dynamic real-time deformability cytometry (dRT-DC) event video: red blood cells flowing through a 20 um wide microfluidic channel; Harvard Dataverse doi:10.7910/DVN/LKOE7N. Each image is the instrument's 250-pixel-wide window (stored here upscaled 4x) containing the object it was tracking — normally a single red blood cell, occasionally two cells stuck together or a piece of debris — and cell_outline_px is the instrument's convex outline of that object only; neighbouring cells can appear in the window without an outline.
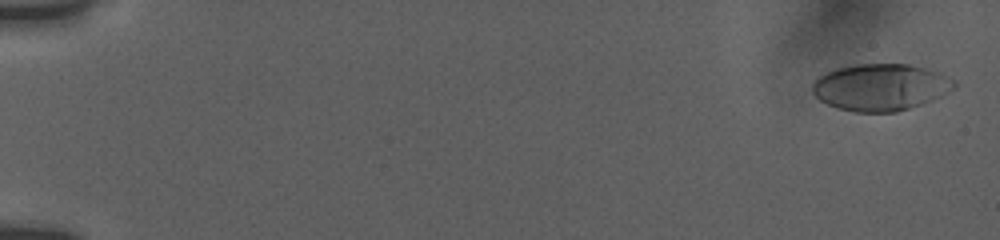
{"species": "human", "species_latin": "Homo sapiens", "temperature_condition": "room temperature", "stored_images_in_passage": 10, "camera_frame_rate_fps": 3000, "um_per_image_px": 0.085, "donor": {"sex": "female"}, "frame": {"image": 1, "passage_image": 1, "time_ms": 0.0, "image_size_px": [1000, 240], "cell_outline_px": [[956, 88], [932, 100], [896, 112], [856, 112], [836, 108], [820, 100], [812, 92], [812, 84], [820, 76], [836, 68], [856, 64], [908, 64], [928, 68], [940, 72], [956, 80]], "centroid_in_image_um": [74.88, 7.4], "position_along_channel_um": 10.1, "area_um2": 38.78}}
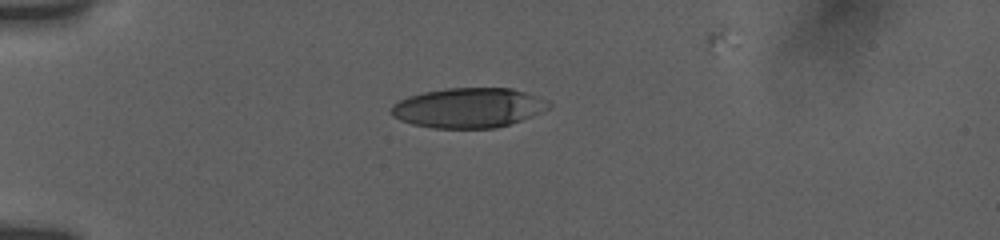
{"frame": {"image": 2, "passage_image": 6, "time_ms": 4.667, "image_size_px": [1000, 240], "cell_outline_px": [[552, 108], [544, 112], [496, 128], [432, 128], [412, 124], [400, 120], [392, 116], [388, 108], [392, 104], [408, 96], [424, 92], [448, 88], [512, 88], [540, 96], [548, 100], [552, 104]], "centroid_in_image_um": [39.84, 9.16], "position_along_channel_um": 45.2, "area_um2": 36.99}}
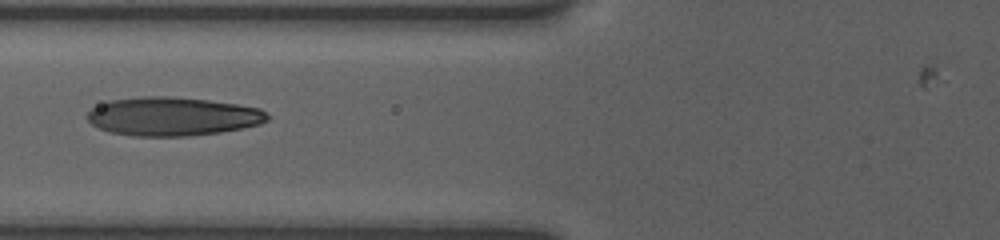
{"frame": {"image": 3, "passage_image": 9, "time_ms": 7.333, "image_size_px": [1000, 240], "cell_outline_px": [[268, 120], [260, 124], [220, 132], [188, 136], [136, 136], [112, 132], [100, 128], [92, 124], [88, 120], [88, 112], [92, 108], [108, 100], [140, 96], [168, 96], [208, 100], [236, 104], [260, 108], [268, 116]], "centroid_in_image_um": [14.66, 9.89], "position_along_channel_um": 111.1, "area_um2": 40.34}}